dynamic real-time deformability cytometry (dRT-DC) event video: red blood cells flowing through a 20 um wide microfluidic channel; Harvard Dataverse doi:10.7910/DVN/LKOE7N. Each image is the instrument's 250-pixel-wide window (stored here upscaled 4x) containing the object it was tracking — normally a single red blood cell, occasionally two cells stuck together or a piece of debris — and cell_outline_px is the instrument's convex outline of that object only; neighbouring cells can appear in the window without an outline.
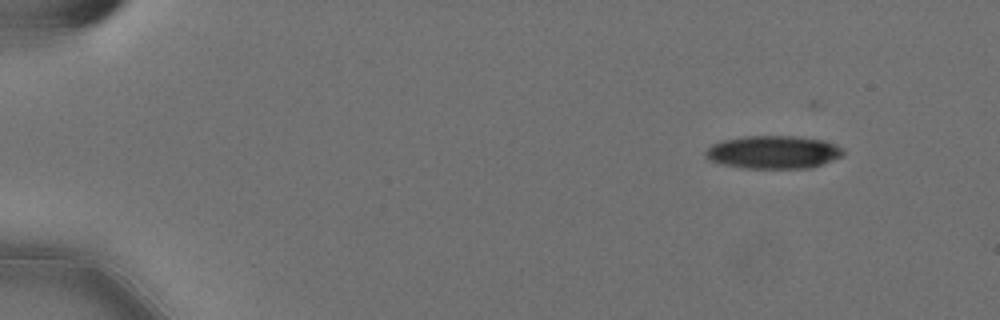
{"species": "Egyptian fruit bat (a non-hibernating species)", "species_latin": "Rousettus aegyptiacus", "temperature_condition": "cold", "stored_images_in_passage": 52, "camera_frame_rate_fps": 3000, "um_per_image_px": 0.085, "animal": {"sex": "female"}, "frame": {"image": 1, "passage_image": 1, "time_ms": 0.0, "image_size_px": [1000, 320], "cell_outline_px": [[844, 152], [840, 156], [832, 160], [808, 168], [740, 168], [708, 160], [704, 156], [704, 152], [712, 144], [720, 140], [744, 136], [796, 136], [824, 140], [836, 144]], "centroid_in_image_um": [65.67, 12.92], "position_along_channel_um": 19.3, "area_um2": 26.47}}
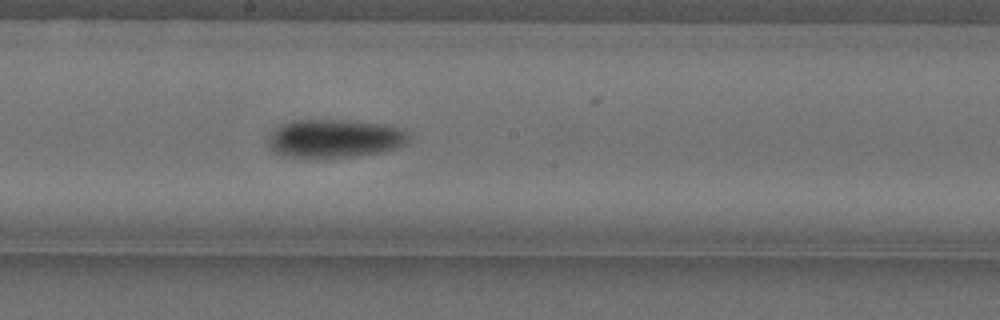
{"frame": {"image": 2, "passage_image": 27, "time_ms": 8.667, "image_size_px": [1000, 320], "cell_outline_px": [[412, 136], [404, 144], [380, 152], [352, 156], [316, 160], [280, 156], [272, 152], [268, 144], [268, 136], [280, 124], [292, 120], [344, 120], [384, 124], [408, 132]], "centroid_in_image_um": [28.34, 11.8], "position_along_channel_um": 219.9, "area_um2": 32.02}}
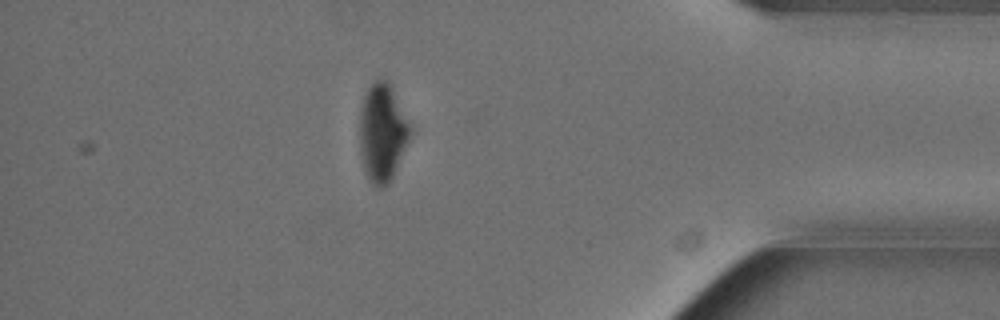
{"frame": {"image": 3, "passage_image": 45, "time_ms": 14.667, "image_size_px": [1000, 320], "cell_outline_px": [[412, 132], [392, 176], [388, 184], [380, 188], [372, 184], [368, 180], [364, 172], [360, 148], [360, 108], [364, 92], [376, 80], [388, 80], [412, 128]], "centroid_in_image_um": [32.48, 11.27], "position_along_channel_um": 402.7, "area_um2": 28.61}, "authors_computed_cell_mechanics": {"area_um2": 29.6803, "velocity_mm_per_s": 3.5786, "shape_relaxation_time_tau1_ms": 8.2508, "shape_relaxation_time_tau2_ms": null, "deformation_change_tau1": 0.1973, "deformation_change_tau2": null}}